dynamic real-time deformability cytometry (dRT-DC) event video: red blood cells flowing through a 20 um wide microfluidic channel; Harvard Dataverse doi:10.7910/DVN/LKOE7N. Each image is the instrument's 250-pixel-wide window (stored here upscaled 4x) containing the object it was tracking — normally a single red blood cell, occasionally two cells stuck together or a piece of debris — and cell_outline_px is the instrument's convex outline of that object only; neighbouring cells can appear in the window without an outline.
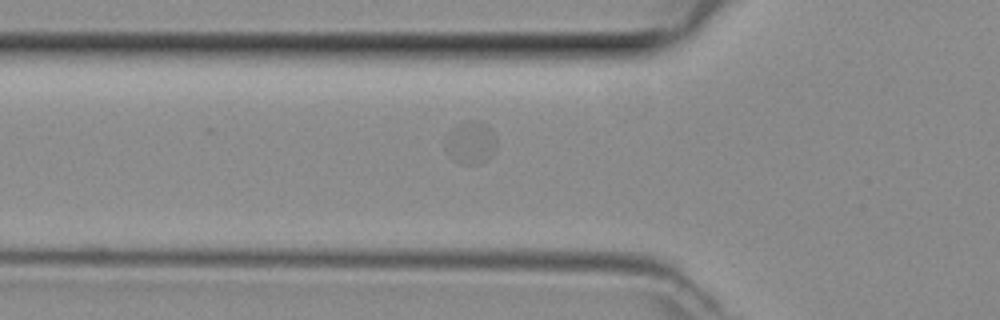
{"species": "common noctule bat (a hibernating species)", "species_latin": "Nyctalus noctula", "temperature_condition": "room temperature", "stored_images_in_passage": 16, "camera_frame_rate_fps": 3000, "um_per_image_px": 0.085, "animal": {"sex": "female", "body_mass_g": 29.2, "forearm_length_mm": 56.3}, "frame": {"image": 1, "passage_image": 3, "time_ms": 0.667, "image_size_px": [1000, 320], "cell_outline_px": [[496, 148], [480, 164], [472, 164], [456, 160], [444, 148], [444, 144], [448, 132], [452, 128], [472, 120], [476, 120], [492, 128], [496, 136]], "centroid_in_image_um": [40.02, 12.09], "position_along_channel_um": 85.8, "area_um2": 12.31}}
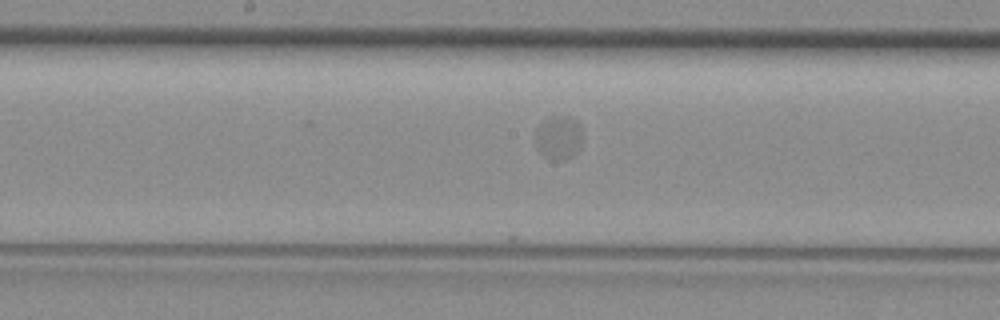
{"frame": {"image": 2, "passage_image": 11, "time_ms": 3.333, "image_size_px": [1000, 320], "cell_outline_px": [[580, 148], [572, 156], [564, 160], [552, 160], [544, 156], [536, 148], [536, 128], [548, 116], [572, 116], [580, 124]], "centroid_in_image_um": [47.46, 11.68], "position_along_channel_um": 200.7, "area_um2": 12.08}}
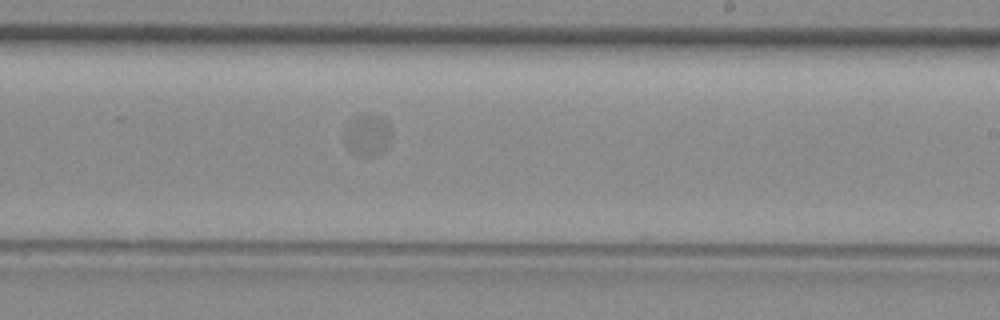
{"frame": {"image": 3, "passage_image": 15, "time_ms": 4.667, "image_size_px": [1000, 320], "cell_outline_px": [[392, 132], [388, 144], [376, 156], [356, 156], [348, 148], [344, 140], [344, 132], [352, 120], [356, 116], [364, 112], [376, 112], [384, 116], [388, 120]], "centroid_in_image_um": [31.27, 11.41], "position_along_channel_um": 257.7, "area_um2": 11.85}}